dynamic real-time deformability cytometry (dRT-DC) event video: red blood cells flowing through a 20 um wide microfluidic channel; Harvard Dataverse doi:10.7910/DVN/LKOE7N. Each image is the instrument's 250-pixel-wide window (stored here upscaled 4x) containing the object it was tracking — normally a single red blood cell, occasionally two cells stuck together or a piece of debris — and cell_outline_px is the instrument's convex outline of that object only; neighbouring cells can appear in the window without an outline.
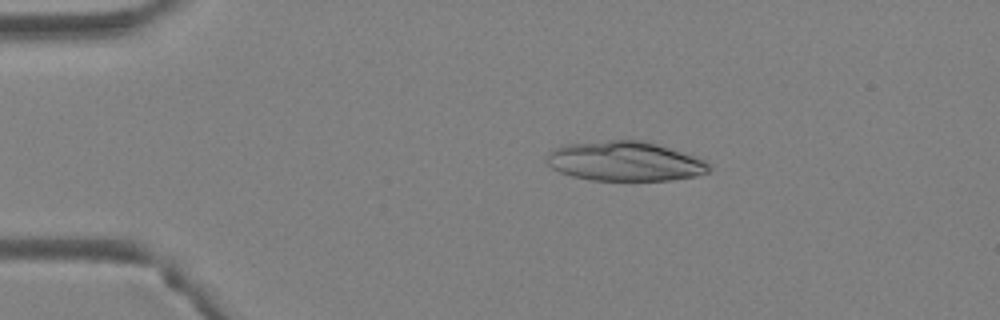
{"species": "Egyptian fruit bat (a non-hibernating species)", "species_latin": "Rousettus aegyptiacus", "temperature_condition": "warm", "stored_images_in_passage": 3, "camera_frame_rate_fps": 3000, "um_per_image_px": 0.085, "animal": {"sex": "female"}, "frame": {"image": 1, "passage_image": 2, "time_ms": 0.333, "image_size_px": [1000, 320], "cell_outline_px": [[712, 168], [708, 172], [696, 176], [672, 180], [588, 180], [572, 176], [560, 172], [552, 168], [544, 160], [548, 152], [552, 148], [564, 144], [608, 140], [648, 140], [696, 156], [704, 160]], "centroid_in_image_um": [53.1, 13.69], "position_along_channel_um": 31.9, "area_um2": 38.03}}